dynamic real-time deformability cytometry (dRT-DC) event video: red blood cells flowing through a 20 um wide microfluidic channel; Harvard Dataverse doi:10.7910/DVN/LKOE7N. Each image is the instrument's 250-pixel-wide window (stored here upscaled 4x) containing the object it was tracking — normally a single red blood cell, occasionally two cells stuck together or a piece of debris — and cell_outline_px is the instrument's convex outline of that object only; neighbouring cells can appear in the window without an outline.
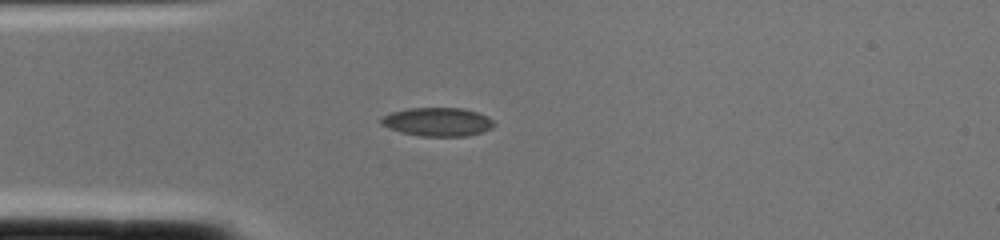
{"species": "common noctule bat (a hibernating species)", "species_latin": "Nyctalus noctula", "temperature_condition": "cold", "stored_images_in_passage": 1, "camera_frame_rate_fps": 3000, "um_per_image_px": 0.085, "animal": {"sex": "female", "body_mass_g": 22.0, "forearm_length_mm": 56.7}, "frame": {"image": 1, "passage_image": 1, "time_ms": 0.0, "image_size_px": [1000, 240], "cell_outline_px": [[496, 124], [492, 128], [468, 136], [420, 136], [400, 132], [388, 128], [380, 124], [380, 116], [392, 112], [408, 108], [464, 108], [488, 116]], "centroid_in_image_um": [37.16, 10.36], "position_along_channel_um": 47.8, "area_um2": 18.96}}